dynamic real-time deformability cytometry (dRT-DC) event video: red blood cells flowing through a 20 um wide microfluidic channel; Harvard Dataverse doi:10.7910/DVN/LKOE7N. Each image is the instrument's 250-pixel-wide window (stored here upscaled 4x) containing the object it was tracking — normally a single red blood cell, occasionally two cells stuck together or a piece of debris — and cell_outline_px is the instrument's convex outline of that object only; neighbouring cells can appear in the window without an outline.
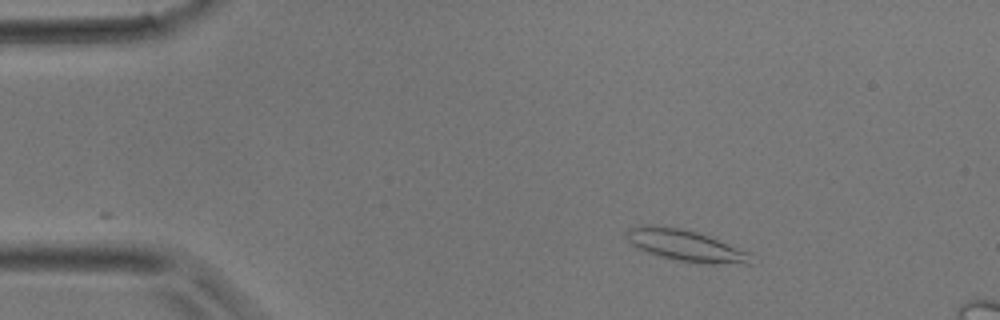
{"species": "common noctule bat (a hibernating species)", "species_latin": "Nyctalus noctula", "temperature_condition": "room temperature", "stored_images_in_passage": 7, "camera_frame_rate_fps": 3000, "um_per_image_px": 0.085, "animal": {"sex": "male", "body_mass_g": 17.9}, "frame": {"image": 1, "passage_image": 1, "time_ms": 0.0, "image_size_px": [1000, 320], "cell_outline_px": [[752, 264], [712, 264], [680, 260], [660, 256], [636, 248], [624, 236], [624, 232], [628, 228], [640, 224], [648, 224], [680, 228], [696, 232], [708, 236], [748, 252]], "centroid_in_image_um": [58.18, 20.85], "position_along_channel_um": 26.8, "area_um2": 22.54}}